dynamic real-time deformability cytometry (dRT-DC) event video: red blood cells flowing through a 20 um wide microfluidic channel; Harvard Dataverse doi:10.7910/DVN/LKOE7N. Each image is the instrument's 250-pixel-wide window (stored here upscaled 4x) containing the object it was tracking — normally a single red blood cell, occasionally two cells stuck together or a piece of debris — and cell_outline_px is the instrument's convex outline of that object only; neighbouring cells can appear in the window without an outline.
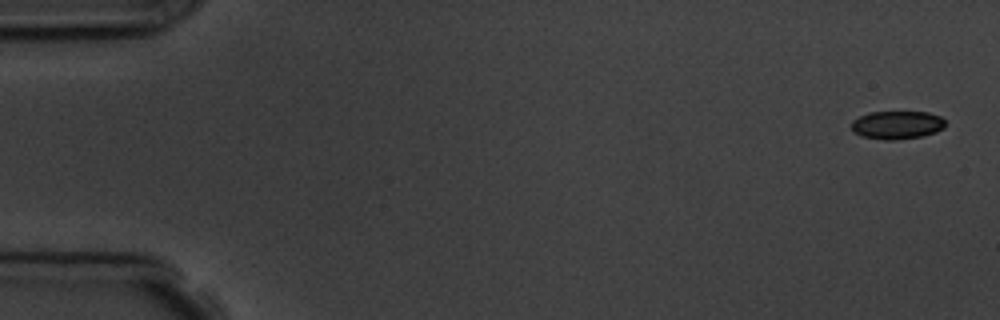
{"species": "common noctule bat (a hibernating species)", "species_latin": "Nyctalus noctula", "temperature_condition": "room temperature", "stored_images_in_passage": 6, "segment_of_instrument_passage": [1, 2], "camera_frame_rate_fps": 3000, "um_per_image_px": 0.085, "animal": {"sex": "male", "body_mass_g": 19.5, "forearm_length_mm": 54.6}, "frame": {"image": 1, "passage_image": 1, "time_ms": 0.0, "image_size_px": [1000, 320], "cell_outline_px": [[944, 128], [936, 132], [924, 136], [892, 140], [884, 140], [860, 136], [852, 132], [852, 120], [868, 112], [928, 112], [940, 116], [944, 120]], "centroid_in_image_um": [76.23, 10.63], "position_along_channel_um": 8.8, "area_um2": 15.55}}
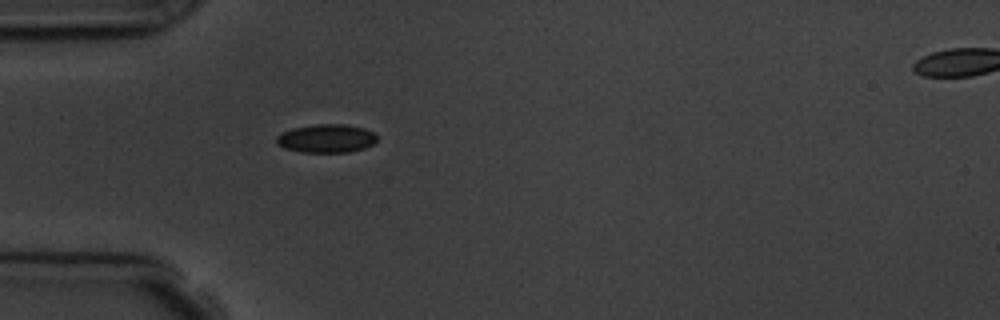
{"frame": {"image": 2, "passage_image": 5, "time_ms": 5.0, "image_size_px": [1000, 320], "cell_outline_px": [[376, 140], [372, 144], [364, 148], [348, 152], [300, 152], [284, 148], [276, 144], [276, 136], [292, 128], [316, 124], [344, 124], [364, 128], [372, 132], [376, 136]], "centroid_in_image_um": [27.71, 11.77], "position_along_channel_um": 57.3, "area_um2": 16.59}}